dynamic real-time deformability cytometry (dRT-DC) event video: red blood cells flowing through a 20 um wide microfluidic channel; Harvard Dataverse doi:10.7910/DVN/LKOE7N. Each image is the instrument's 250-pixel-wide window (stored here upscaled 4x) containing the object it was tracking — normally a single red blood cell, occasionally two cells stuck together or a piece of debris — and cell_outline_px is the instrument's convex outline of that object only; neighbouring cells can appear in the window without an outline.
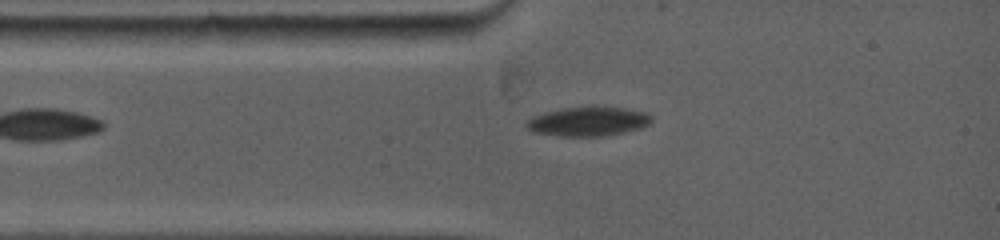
{"species": "common noctule bat (a hibernating species)", "species_latin": "Nyctalus noctula", "temperature_condition": "warm", "stored_images_in_passage": 3, "camera_frame_rate_fps": 5000, "um_per_image_px": 0.085, "animal": {"sex": "female", "body_mass_g": 19.0, "forearm_length_mm": 53.3}, "frame": {"image": 1, "passage_image": 3, "time_ms": 1.8, "image_size_px": [1000, 240], "cell_outline_px": [[652, 124], [640, 128], [624, 132], [596, 136], [564, 136], [536, 132], [528, 128], [524, 124], [532, 116], [544, 112], [560, 108], [624, 108], [648, 112], [652, 116]], "centroid_in_image_um": [50.02, 10.32], "position_along_channel_um": 35.0, "area_um2": 20.92}}